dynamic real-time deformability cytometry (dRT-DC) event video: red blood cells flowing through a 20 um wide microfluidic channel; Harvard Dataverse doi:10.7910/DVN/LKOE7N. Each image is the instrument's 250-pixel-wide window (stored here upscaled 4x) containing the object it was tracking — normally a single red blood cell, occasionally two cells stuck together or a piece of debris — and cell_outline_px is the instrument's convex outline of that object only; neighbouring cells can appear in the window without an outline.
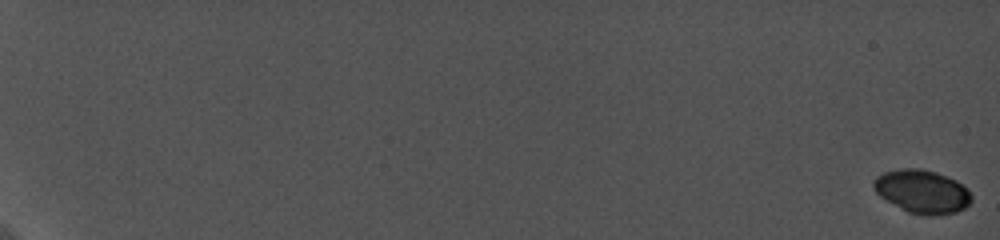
{"species": "common noctule bat (a hibernating species)", "species_latin": "Nyctalus noctula", "temperature_condition": "cold", "stored_images_in_passage": 16, "camera_frame_rate_fps": 5000, "um_per_image_px": 0.085, "animal": {"sex": "female", "body_mass_g": 19.0, "forearm_length_mm": 56.7}, "frame": {"image": 1, "passage_image": 1, "time_ms": 0.0, "image_size_px": [1000, 240], "cell_outline_px": [[972, 200], [964, 208], [956, 212], [936, 216], [928, 216], [908, 212], [880, 196], [876, 192], [872, 184], [876, 176], [884, 172], [900, 168], [920, 168], [936, 172], [956, 180], [968, 188], [972, 196]], "centroid_in_image_um": [78.4, 16.27], "position_along_channel_um": 6.6, "area_um2": 24.8}}
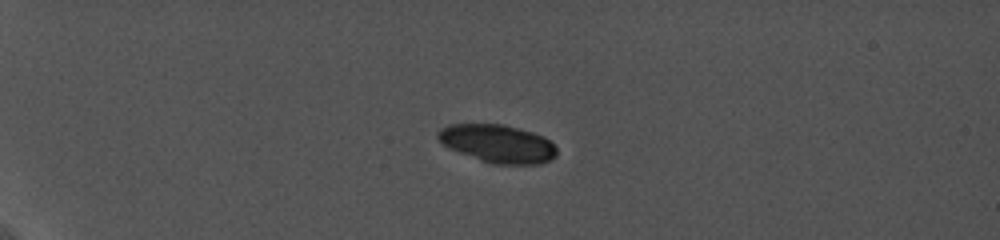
{"frame": {"image": 2, "passage_image": 12, "time_ms": 6.2, "image_size_px": [1000, 240], "cell_outline_px": [[556, 156], [540, 164], [492, 164], [480, 160], [448, 148], [436, 136], [436, 132], [440, 128], [448, 124], [504, 124], [532, 132], [544, 136], [556, 148]], "centroid_in_image_um": [42.27, 12.2], "position_along_channel_um": 42.7, "area_um2": 26.3}}